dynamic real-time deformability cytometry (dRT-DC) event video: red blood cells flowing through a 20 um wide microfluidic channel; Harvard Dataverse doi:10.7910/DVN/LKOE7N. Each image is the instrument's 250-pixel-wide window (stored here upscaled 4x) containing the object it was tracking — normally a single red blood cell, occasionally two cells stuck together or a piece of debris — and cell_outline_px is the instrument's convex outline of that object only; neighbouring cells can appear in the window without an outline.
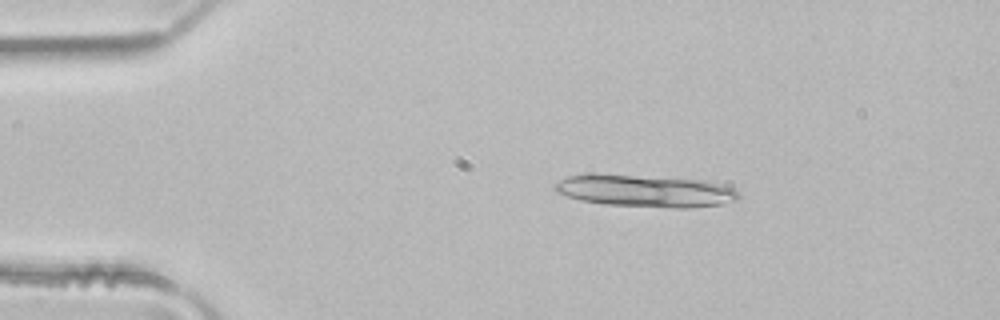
{"species": "common noctule bat (a hibernating species)", "species_latin": "Nyctalus noctula", "temperature_condition": "room temperature", "stored_images_in_passage": 3, "camera_frame_rate_fps": 3000, "um_per_image_px": 0.085, "animal": {"sex": "male", "body_mass_g": 21.5, "forearm_length_mm": 52.0}, "frame": {"image": 1, "passage_image": 2, "time_ms": 0.333, "image_size_px": [1000, 320], "cell_outline_px": [[740, 196], [736, 200], [724, 204], [692, 208], [672, 208], [604, 204], [580, 200], [556, 192], [552, 188], [560, 180], [568, 176], [596, 172], [704, 180], [724, 184], [732, 188]], "centroid_in_image_um": [54.83, 16.21], "position_along_channel_um": 30.2, "area_um2": 35.03}}